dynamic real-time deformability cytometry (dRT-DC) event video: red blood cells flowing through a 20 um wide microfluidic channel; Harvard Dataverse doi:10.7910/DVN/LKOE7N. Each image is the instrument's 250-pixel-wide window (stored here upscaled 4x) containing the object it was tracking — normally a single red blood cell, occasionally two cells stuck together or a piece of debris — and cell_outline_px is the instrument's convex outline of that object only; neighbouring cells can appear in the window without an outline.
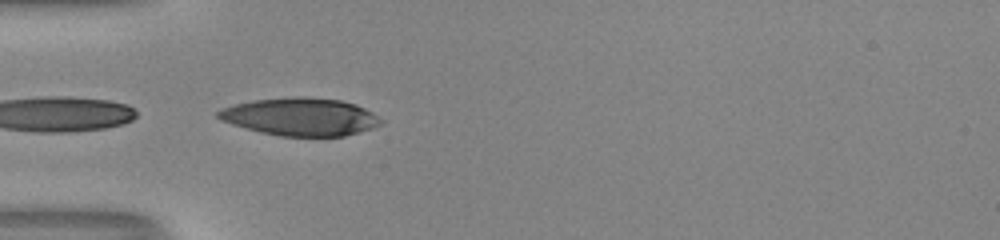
{"species": "human", "species_latin": "Homo sapiens", "temperature_condition": "room temperature", "stored_images_in_passage": 9, "camera_frame_rate_fps": 3000, "um_per_image_px": 0.085, "donor": {"sex": "male"}, "frame": {"image": 1, "passage_image": 1, "time_ms": 0.0, "image_size_px": [1000, 240], "cell_outline_px": [[384, 120], [380, 124], [372, 128], [344, 136], [280, 136], [260, 132], [232, 124], [220, 120], [216, 116], [216, 112], [220, 108], [252, 100], [292, 96], [304, 96], [340, 100], [356, 104], [372, 112]], "centroid_in_image_um": [25.52, 9.91], "position_along_channel_um": 59.5, "area_um2": 35.95}}